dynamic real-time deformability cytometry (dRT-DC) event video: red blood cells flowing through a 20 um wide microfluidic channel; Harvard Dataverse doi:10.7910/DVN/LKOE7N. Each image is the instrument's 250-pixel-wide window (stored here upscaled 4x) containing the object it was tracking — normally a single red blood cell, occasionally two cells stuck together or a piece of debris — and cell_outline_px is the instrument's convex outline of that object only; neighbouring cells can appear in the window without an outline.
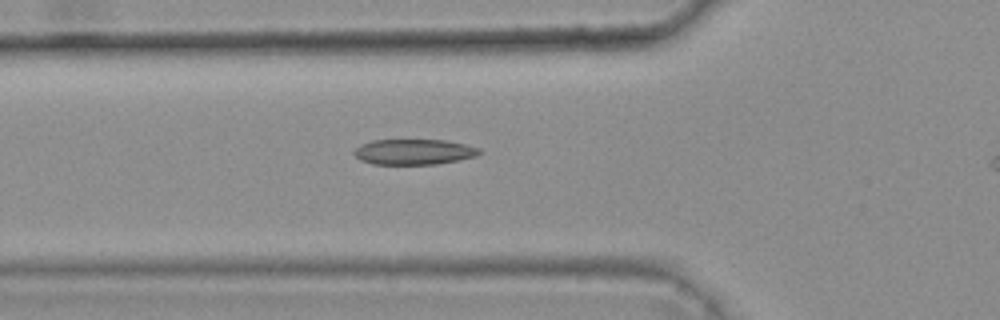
{"species": "common noctule bat (a hibernating species)", "species_latin": "Nyctalus noctula", "temperature_condition": "warm", "stored_images_in_passage": 6, "camera_frame_rate_fps": 3000, "um_per_image_px": 0.085, "animal": {"sex": "female", "body_mass_g": 25.1}, "frame": {"image": 1, "passage_image": 6, "time_ms": 1.667, "image_size_px": [1000, 320], "cell_outline_px": [[484, 152], [476, 156], [436, 164], [372, 164], [360, 160], [352, 152], [360, 144], [372, 140], [448, 140], [480, 148]], "centroid_in_image_um": [35.18, 12.9], "position_along_channel_um": 90.6, "area_um2": 18.67}}